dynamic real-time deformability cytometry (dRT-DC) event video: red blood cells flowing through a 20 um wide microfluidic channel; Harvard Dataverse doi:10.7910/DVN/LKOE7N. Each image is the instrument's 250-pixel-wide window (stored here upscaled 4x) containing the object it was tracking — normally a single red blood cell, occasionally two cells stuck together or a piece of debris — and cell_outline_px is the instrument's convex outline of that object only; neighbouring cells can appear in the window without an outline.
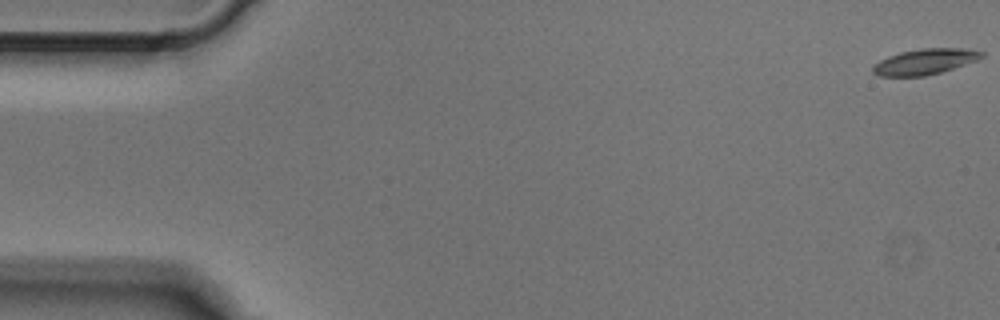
{"species": "Egyptian fruit bat (a non-hibernating species)", "species_latin": "Rousettus aegyptiacus", "temperature_condition": "cold", "stored_images_in_passage": 6, "camera_frame_rate_fps": 3000, "um_per_image_px": 0.085, "animal": {"sex": "male"}, "frame": {"image": 1, "passage_image": 1, "time_ms": 0.0, "image_size_px": [1000, 320], "cell_outline_px": [[984, 56], [976, 60], [940, 72], [924, 76], [880, 76], [872, 72], [872, 68], [880, 60], [888, 56], [900, 52], [920, 48], [968, 48], [984, 52]], "centroid_in_image_um": [78.61, 5.22], "position_along_channel_um": 6.4, "area_um2": 16.13}}
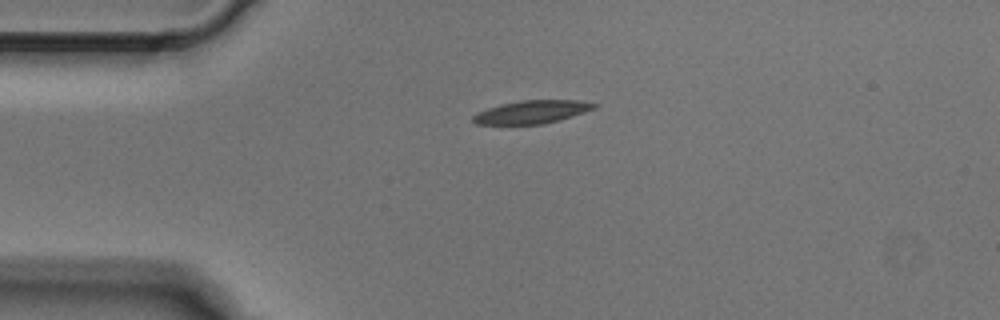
{"frame": {"image": 2, "passage_image": 4, "time_ms": 1.0, "image_size_px": [1000, 320], "cell_outline_px": [[600, 104], [596, 108], [560, 120], [544, 124], [476, 124], [472, 120], [472, 116], [476, 112], [500, 104], [520, 100], [576, 100]], "centroid_in_image_um": [45.21, 9.51], "position_along_channel_um": 39.8, "area_um2": 16.36}}
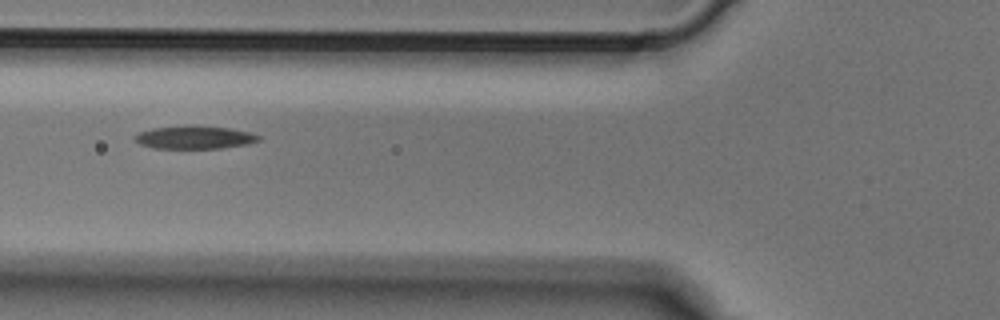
{"frame": {"image": 3, "passage_image": 6, "time_ms": 1.667, "image_size_px": [1000, 320], "cell_outline_px": [[260, 140], [248, 144], [220, 148], [152, 148], [140, 144], [132, 136], [136, 132], [152, 128], [184, 124], [196, 124], [228, 128], [248, 132], [260, 136]], "centroid_in_image_um": [16.47, 11.65], "position_along_channel_um": 109.3, "area_um2": 16.99}}